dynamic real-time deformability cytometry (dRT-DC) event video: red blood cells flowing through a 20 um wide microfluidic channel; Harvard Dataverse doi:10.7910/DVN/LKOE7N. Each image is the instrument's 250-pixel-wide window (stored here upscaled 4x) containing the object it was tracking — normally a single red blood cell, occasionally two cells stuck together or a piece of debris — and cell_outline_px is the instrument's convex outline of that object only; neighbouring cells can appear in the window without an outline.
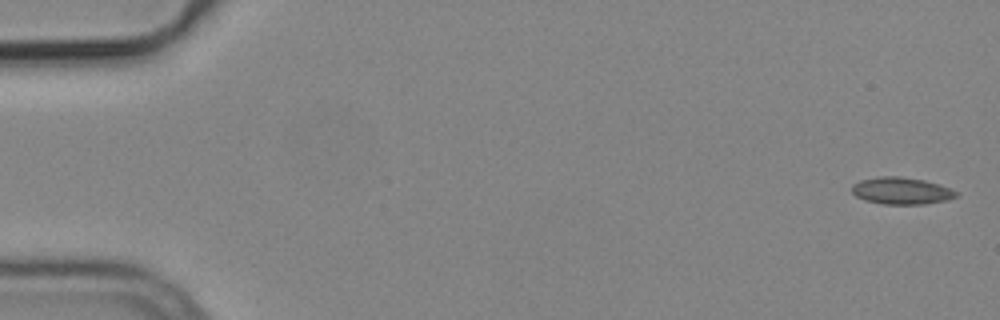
{"species": "common noctule bat (a hibernating species)", "species_latin": "Nyctalus noctula", "temperature_condition": "cold", "stored_images_in_passage": 3, "camera_frame_rate_fps": 3000, "um_per_image_px": 0.085, "animal": {"sex": "male", "body_mass_g": 19.2, "forearm_length_mm": 51.8}, "frame": {"image": 1, "passage_image": 1, "time_ms": 0.0, "image_size_px": [1000, 320], "cell_outline_px": [[960, 192], [956, 196], [948, 200], [924, 204], [884, 204], [864, 200], [856, 196], [852, 192], [852, 184], [860, 180], [880, 176], [900, 176], [924, 180], [940, 184]], "centroid_in_image_um": [76.63, 16.21], "position_along_channel_um": 8.4, "area_um2": 16.53}}